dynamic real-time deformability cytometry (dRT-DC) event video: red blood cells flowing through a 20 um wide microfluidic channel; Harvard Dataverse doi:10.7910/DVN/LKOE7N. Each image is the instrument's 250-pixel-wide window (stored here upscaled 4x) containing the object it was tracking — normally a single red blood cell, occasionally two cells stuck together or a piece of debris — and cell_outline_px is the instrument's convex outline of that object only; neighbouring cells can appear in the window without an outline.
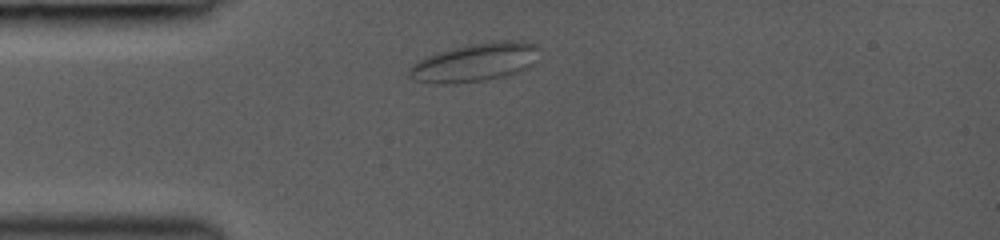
{"species": "common noctule bat (a hibernating species)", "species_latin": "Nyctalus noctula", "temperature_condition": "room temperature", "stored_images_in_passage": 34, "camera_frame_rate_fps": 3000, "um_per_image_px": 0.085, "animal": {"sex": "female", "body_mass_g": 19.0, "forearm_length_mm": 53.3}, "frame": {"image": 1, "passage_image": 1, "time_ms": 0.0, "image_size_px": [1000, 240], "cell_outline_px": [[540, 48], [532, 64], [528, 68], [516, 72], [484, 80], [440, 84], [416, 80], [408, 76], [408, 68], [412, 64], [428, 56], [464, 44], [492, 40], [520, 40], [536, 44]], "centroid_in_image_um": [40.39, 5.26], "position_along_channel_um": 44.6, "area_um2": 28.96}}
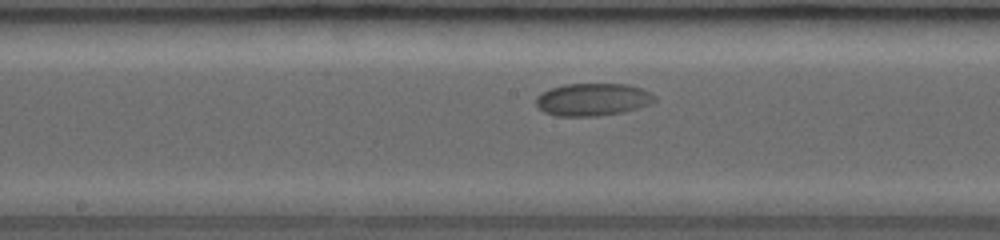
{"frame": {"image": 2, "passage_image": 14, "time_ms": 4.333, "image_size_px": [1000, 240], "cell_outline_px": [[656, 100], [640, 108], [624, 112], [600, 116], [556, 116], [544, 112], [536, 104], [536, 96], [540, 92], [564, 84], [628, 84], [640, 88], [656, 96]], "centroid_in_image_um": [50.37, 8.46], "position_along_channel_um": 197.8, "area_um2": 22.6}}
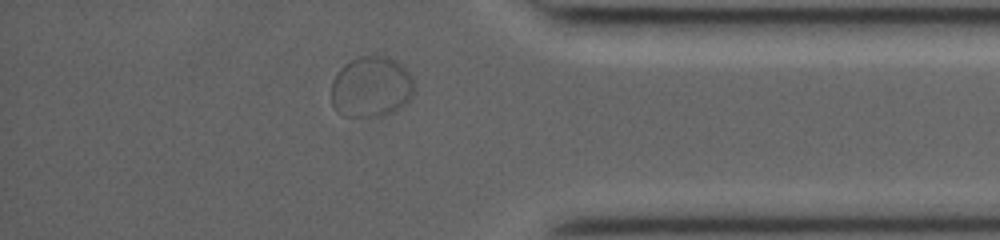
{"frame": {"image": 3, "passage_image": 30, "time_ms": 9.667, "image_size_px": [1000, 240], "cell_outline_px": [[416, 88], [412, 96], [404, 104], [392, 112], [384, 116], [344, 116], [332, 104], [332, 80], [340, 68], [348, 60], [360, 56], [384, 56], [396, 60], [408, 72]], "centroid_in_image_um": [31.55, 7.37], "position_along_channel_um": 403.6, "area_um2": 29.36}}